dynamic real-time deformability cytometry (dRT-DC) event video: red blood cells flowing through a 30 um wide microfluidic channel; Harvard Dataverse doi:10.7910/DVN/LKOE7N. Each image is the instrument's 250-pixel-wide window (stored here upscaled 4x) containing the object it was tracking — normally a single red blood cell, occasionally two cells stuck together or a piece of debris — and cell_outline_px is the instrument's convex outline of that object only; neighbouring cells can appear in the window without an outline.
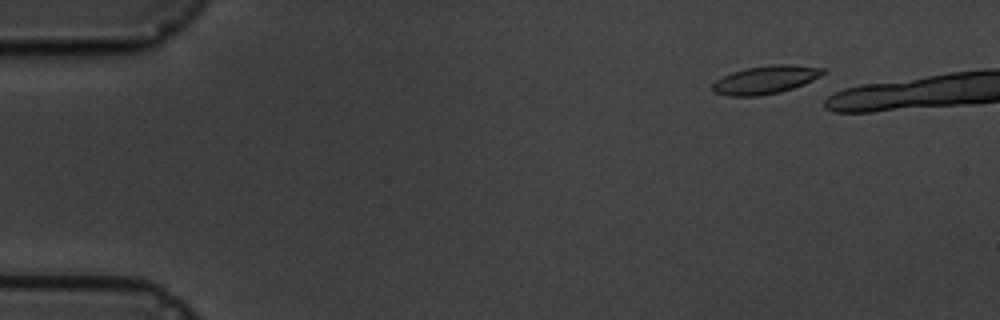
{"species": "common noctule bat (a hibernating species)", "species_latin": "Nyctalus noctula", "temperature_condition": "cold", "stored_images_in_passage": 6, "camera_frame_rate_fps": 3000, "um_per_image_px": 0.085, "animal": {"sex": "male", "body_mass_g": 19.5, "forearm_length_mm": 54.6}, "frame": {"image": 1, "passage_image": 2, "time_ms": 1.0, "image_size_px": [1000, 320], "cell_outline_px": [[828, 72], [804, 84], [780, 92], [760, 96], [728, 96], [712, 92], [712, 84], [716, 80], [732, 72], [748, 68], [768, 64], [792, 64], [824, 68]], "centroid_in_image_um": [65.08, 6.78], "position_along_channel_um": 19.9, "area_um2": 18.26}}